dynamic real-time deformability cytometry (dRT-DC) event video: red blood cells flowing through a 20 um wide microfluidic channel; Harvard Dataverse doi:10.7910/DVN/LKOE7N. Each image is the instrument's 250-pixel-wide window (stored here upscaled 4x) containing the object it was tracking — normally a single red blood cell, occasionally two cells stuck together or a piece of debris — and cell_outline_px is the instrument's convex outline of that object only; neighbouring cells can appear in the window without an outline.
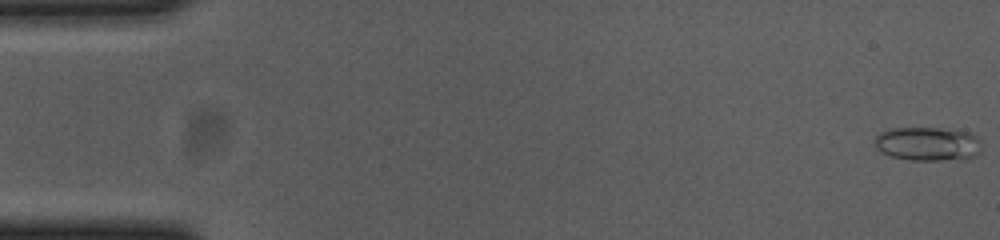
{"species": "common noctule bat (a hibernating species)", "species_latin": "Nyctalus noctula", "temperature_condition": "cold", "stored_images_in_passage": 55, "camera_frame_rate_fps": 3000, "um_per_image_px": 0.085, "animal": {"sex": "female", "body_mass_g": 23.0, "forearm_length_mm": 53.4}, "frame": {"image": 1, "passage_image": 1, "time_ms": 0.0, "image_size_px": [1000, 240], "cell_outline_px": [[980, 152], [976, 156], [964, 160], [912, 160], [892, 156], [880, 152], [876, 148], [876, 136], [880, 132], [888, 128], [936, 128], [968, 132], [976, 136], [980, 140]], "centroid_in_image_um": [78.88, 12.24], "position_along_channel_um": 6.1, "area_um2": 21.21}}
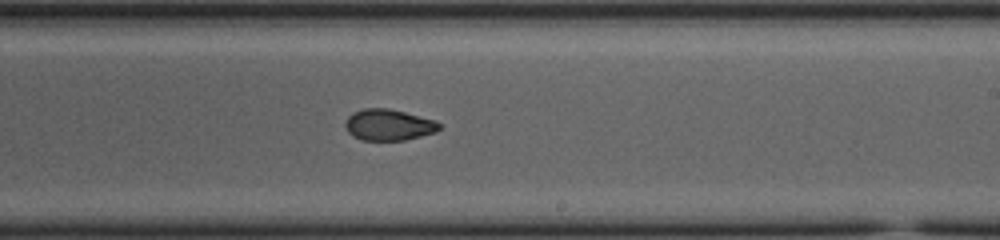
{"frame": {"image": 2, "passage_image": 33, "time_ms": 10.667, "image_size_px": [1000, 240], "cell_outline_px": [[440, 128], [436, 132], [404, 140], [364, 140], [352, 136], [348, 132], [344, 124], [348, 116], [352, 112], [364, 108], [388, 108], [436, 120], [440, 124]], "centroid_in_image_um": [33.01, 10.61], "position_along_channel_um": 256.0, "area_um2": 17.11}}
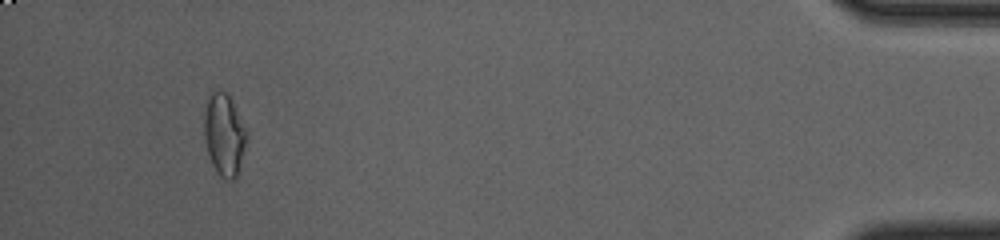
{"frame": {"image": 3, "passage_image": 52, "time_ms": 17.0, "image_size_px": [1000, 240], "cell_outline_px": [[248, 132], [240, 172], [236, 180], [228, 180], [220, 176], [216, 172], [212, 164], [208, 152], [204, 136], [204, 112], [208, 92], [216, 88], [224, 92], [232, 100]], "centroid_in_image_um": [19.06, 11.44], "position_along_channel_um": 416.1, "area_um2": 20.87}, "authors_computed_cell_mechanics": {"area_um2": 17.918, "velocity_mm_per_s": 3.6889, "shape_relaxation_time_tau1_ms": 10.0904, "shape_relaxation_time_tau2_ms": 3.131, "deformation_change_tau1": 0.1901, "deformation_change_tau2": 0.0616}}